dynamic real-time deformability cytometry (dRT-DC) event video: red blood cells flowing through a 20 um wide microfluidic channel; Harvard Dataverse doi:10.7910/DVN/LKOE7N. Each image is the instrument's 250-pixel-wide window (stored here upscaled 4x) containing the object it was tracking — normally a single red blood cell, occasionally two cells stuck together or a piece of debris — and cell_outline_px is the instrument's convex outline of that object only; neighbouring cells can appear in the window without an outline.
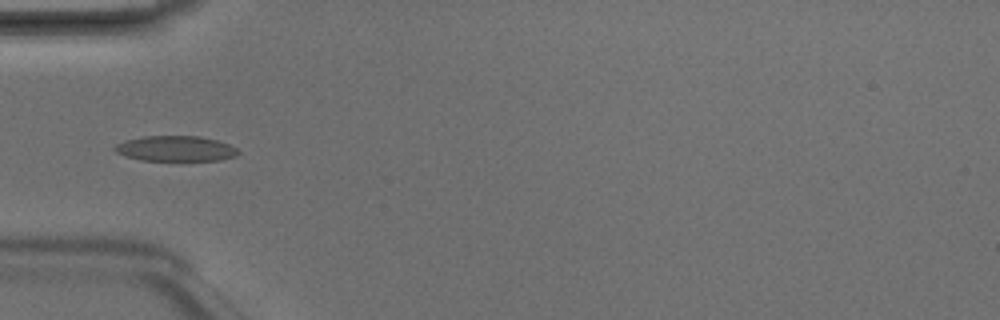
{"species": "Egyptian fruit bat (a non-hibernating species)", "species_latin": "Rousettus aegyptiacus", "temperature_condition": "room temperature", "stored_images_in_passage": 6, "camera_frame_rate_fps": 3000, "um_per_image_px": 0.085, "animal": {"sex": "male"}, "frame": {"image": 1, "passage_image": 5, "time_ms": 1.333, "image_size_px": [1000, 320], "cell_outline_px": [[240, 152], [236, 156], [220, 160], [184, 164], [140, 160], [124, 156], [116, 152], [112, 148], [116, 144], [124, 140], [144, 136], [200, 136], [216, 140], [228, 144], [236, 148]], "centroid_in_image_um": [14.92, 12.69], "position_along_channel_um": 70.1, "area_um2": 19.42}}